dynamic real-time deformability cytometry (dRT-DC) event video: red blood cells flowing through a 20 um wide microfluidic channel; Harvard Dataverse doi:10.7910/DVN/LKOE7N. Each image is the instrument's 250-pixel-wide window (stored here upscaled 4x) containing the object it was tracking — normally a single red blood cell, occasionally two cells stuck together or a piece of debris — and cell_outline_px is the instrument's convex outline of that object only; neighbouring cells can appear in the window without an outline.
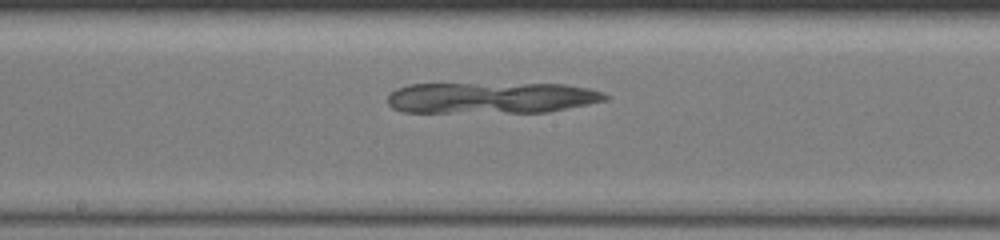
{"species": "common noctule bat (a hibernating species)", "species_latin": "Nyctalus noctula", "temperature_condition": "warm", "stored_images_in_passage": 49, "segment_of_instrument_passage": [1, 2], "camera_frame_rate_fps": 3000, "um_per_image_px": 0.085, "animal": {"sex": "female", "body_mass_g": 19.5, "forearm_length_mm": 54.1}, "frame": {"image": 1, "passage_image": 25, "time_ms": 8.0, "image_size_px": [1000, 240], "cell_outline_px": [[608, 100], [548, 112], [400, 112], [392, 108], [388, 104], [388, 96], [396, 88], [408, 84], [564, 84], [588, 88], [604, 92], [608, 96]], "centroid_in_image_um": [41.76, 8.31], "position_along_channel_um": 206.4, "area_um2": 39.65}}
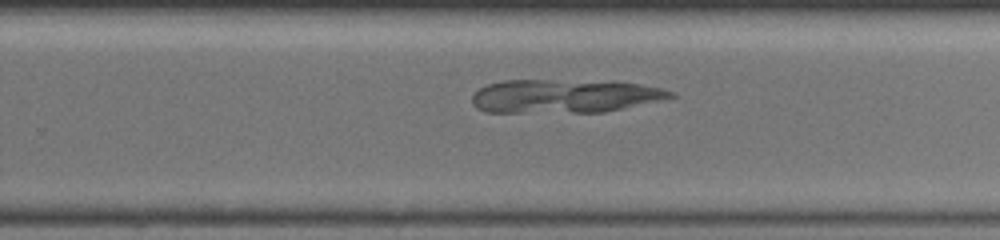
{"frame": {"image": 2, "passage_image": 32, "time_ms": 10.333, "image_size_px": [1000, 240], "cell_outline_px": [[676, 96], [604, 112], [488, 112], [476, 108], [472, 104], [472, 96], [480, 88], [488, 84], [504, 80], [544, 80], [640, 84], [660, 88], [672, 92]], "centroid_in_image_um": [47.88, 8.18], "position_along_channel_um": 281.9, "area_um2": 37.86}}
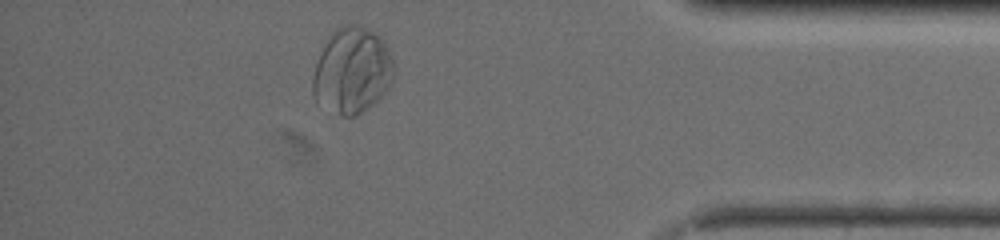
{"frame": {"image": 3, "passage_image": 46, "time_ms": 15.0, "image_size_px": [1000, 240], "cell_outline_px": [[392, 80], [388, 88], [368, 108], [356, 116], [340, 116], [316, 104], [312, 92], [312, 80], [316, 64], [320, 52], [328, 36], [332, 32], [344, 24], [356, 24], [368, 28], [380, 36], [384, 40], [392, 60]], "centroid_in_image_um": [29.89, 6.01], "position_along_channel_um": 405.3, "area_um2": 40.81}}